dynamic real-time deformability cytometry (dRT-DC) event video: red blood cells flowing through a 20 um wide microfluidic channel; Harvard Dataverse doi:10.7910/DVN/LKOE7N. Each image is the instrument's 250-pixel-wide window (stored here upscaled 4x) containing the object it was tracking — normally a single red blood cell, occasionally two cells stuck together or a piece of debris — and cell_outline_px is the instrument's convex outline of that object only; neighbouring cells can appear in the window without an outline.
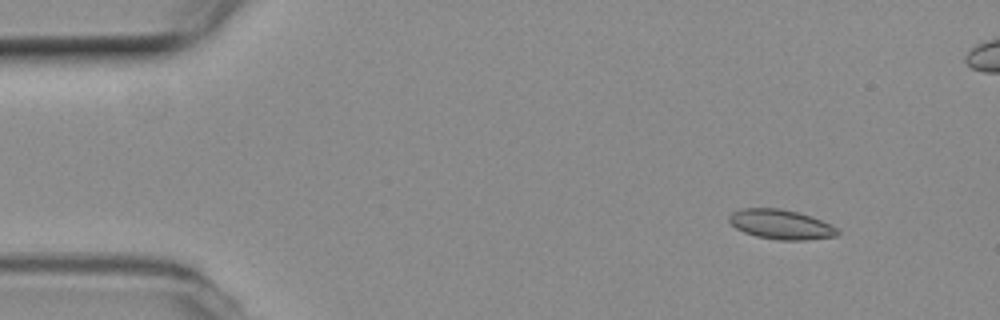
{"species": "common noctule bat (a hibernating species)", "species_latin": "Nyctalus noctula", "temperature_condition": "room temperature", "stored_images_in_passage": 55, "camera_frame_rate_fps": 3000, "um_per_image_px": 0.085, "animal": {"sex": "female", "body_mass_g": 19.3, "forearm_length_mm": 54.1}, "frame": {"image": 1, "passage_image": 6, "time_ms": 1.667, "image_size_px": [1000, 320], "cell_outline_px": [[840, 232], [836, 236], [808, 240], [776, 240], [756, 236], [744, 232], [736, 228], [728, 220], [728, 216], [732, 212], [740, 208], [780, 208], [812, 216], [832, 224]], "centroid_in_image_um": [66.38, 19.07], "position_along_channel_um": 18.6, "area_um2": 18.9}}
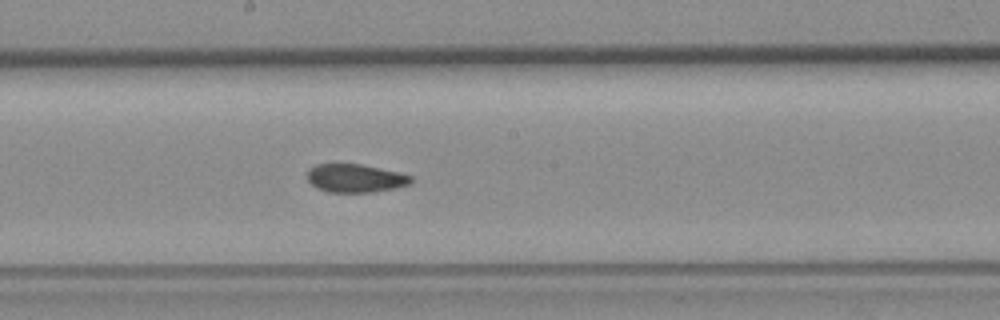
{"frame": {"image": 2, "passage_image": 29, "time_ms": 9.333, "image_size_px": [1000, 320], "cell_outline_px": [[412, 184], [396, 188], [372, 192], [328, 192], [316, 188], [308, 180], [308, 168], [316, 164], [360, 164], [396, 172], [412, 176]], "centroid_in_image_um": [30.19, 15.15], "position_along_channel_um": 218.0, "area_um2": 17.05}}
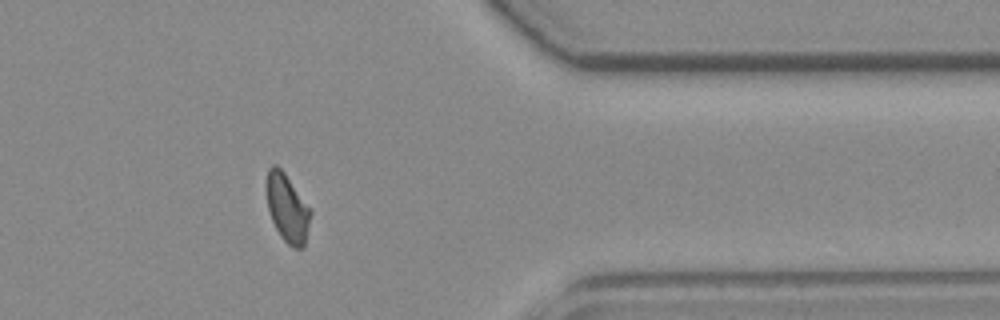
{"frame": {"image": 3, "passage_image": 44, "time_ms": 14.333, "image_size_px": [1000, 320], "cell_outline_px": [[312, 212], [304, 248], [296, 248], [288, 244], [280, 236], [272, 220], [268, 208], [264, 184], [268, 168], [272, 164], [276, 164], [284, 172], [312, 208]], "centroid_in_image_um": [24.41, 17.64], "position_along_channel_um": 387.0, "area_um2": 17.98}, "authors_computed_cell_mechanics": {"area_um2": 18.1492, "velocity_mm_per_s": 3.7788, "shape_relaxation_time_tau1_ms": null, "shape_relaxation_time_tau2_ms": 1.932, "deformation_change_tau1": null, "deformation_change_tau2": 0.0486}}